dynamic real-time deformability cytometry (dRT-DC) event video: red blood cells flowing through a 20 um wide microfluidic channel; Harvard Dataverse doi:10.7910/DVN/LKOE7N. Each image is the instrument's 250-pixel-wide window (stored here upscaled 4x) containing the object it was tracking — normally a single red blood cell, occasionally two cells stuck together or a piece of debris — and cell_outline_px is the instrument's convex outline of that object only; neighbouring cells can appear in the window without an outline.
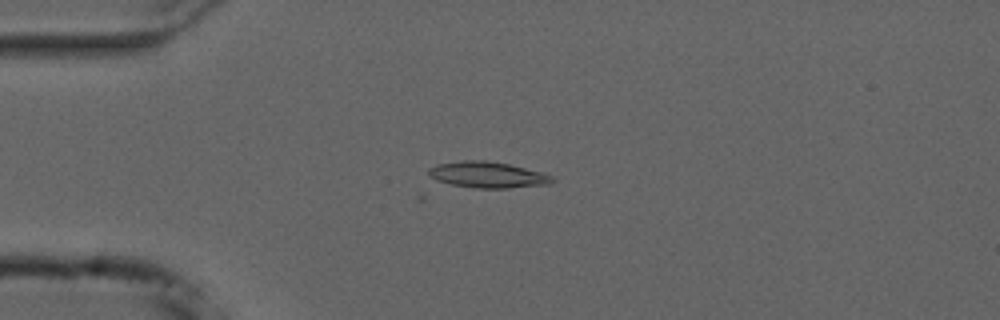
{"species": "common noctule bat (a hibernating species)", "species_latin": "Nyctalus noctula", "temperature_condition": "cold", "stored_images_in_passage": 4, "camera_frame_rate_fps": 3000, "um_per_image_px": 0.085, "animal": {"sex": "male", "forearm_length_mm": 52.5}, "frame": {"image": 1, "passage_image": 4, "time_ms": 1.0, "image_size_px": [1000, 320], "cell_outline_px": [[556, 180], [552, 184], [508, 188], [476, 188], [452, 184], [436, 180], [428, 172], [428, 168], [436, 164], [464, 160], [484, 160], [508, 164], [540, 172], [552, 176]], "centroid_in_image_um": [41.47, 14.86], "position_along_channel_um": 43.5, "area_um2": 18.67}}